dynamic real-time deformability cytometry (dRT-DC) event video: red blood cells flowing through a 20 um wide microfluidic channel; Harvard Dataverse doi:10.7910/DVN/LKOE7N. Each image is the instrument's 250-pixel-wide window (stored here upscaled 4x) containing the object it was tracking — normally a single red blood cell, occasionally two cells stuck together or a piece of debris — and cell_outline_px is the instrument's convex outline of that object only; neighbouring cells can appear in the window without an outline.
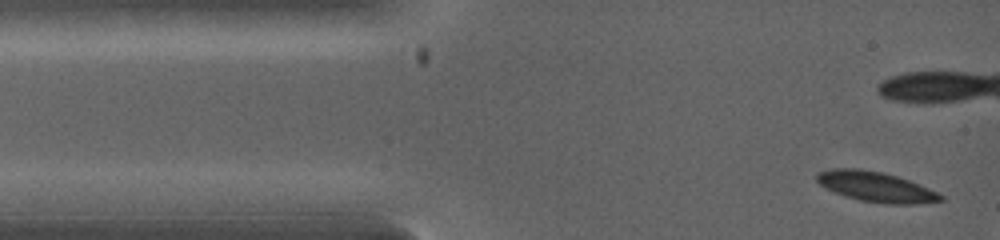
{"species": "common noctule bat (a hibernating species)", "species_latin": "Nyctalus noctula", "temperature_condition": "warm", "stored_images_in_passage": 5, "camera_frame_rate_fps": 5000, "um_per_image_px": 0.085, "animal": {"sex": "female", "body_mass_g": 19.0, "forearm_length_mm": 53.3}, "frame": {"image": 1, "passage_image": 1, "time_ms": 0.0, "image_size_px": [1000, 240], "cell_outline_px": [[944, 200], [912, 204], [888, 204], [860, 200], [844, 196], [820, 184], [816, 180], [816, 176], [820, 172], [832, 168], [860, 168], [880, 172], [896, 176], [908, 180], [928, 188], [944, 196]], "centroid_in_image_um": [74.44, 15.87], "position_along_channel_um": 10.6, "area_um2": 21.39}}